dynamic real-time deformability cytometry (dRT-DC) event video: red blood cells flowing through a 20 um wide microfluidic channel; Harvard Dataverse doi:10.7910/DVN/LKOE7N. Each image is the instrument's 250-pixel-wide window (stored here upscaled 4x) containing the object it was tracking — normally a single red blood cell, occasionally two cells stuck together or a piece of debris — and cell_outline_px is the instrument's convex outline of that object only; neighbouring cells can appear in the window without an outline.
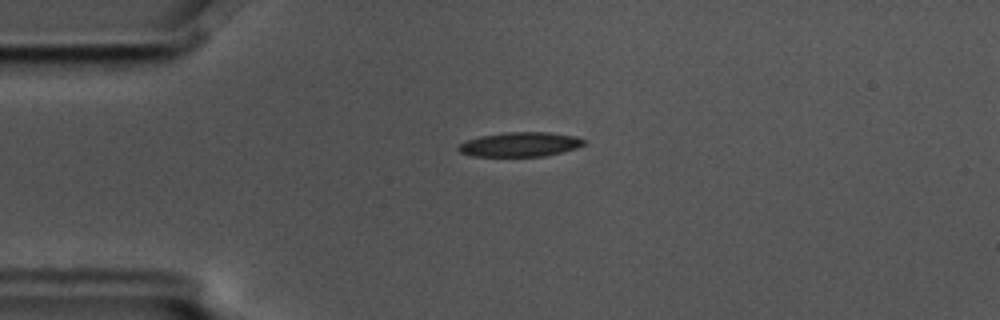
{"species": "common noctule bat (a hibernating species)", "species_latin": "Nyctalus noctula", "temperature_condition": "cold", "stored_images_in_passage": 48, "camera_frame_rate_fps": 3000, "um_per_image_px": 0.085, "animal": {"sex": "male", "body_mass_g": 17.5, "forearm_length_mm": 52.3}, "frame": {"image": 1, "passage_image": 5, "time_ms": 1.333, "image_size_px": [1000, 320], "cell_outline_px": [[584, 144], [576, 148], [544, 156], [472, 156], [460, 152], [456, 148], [460, 144], [468, 140], [480, 136], [504, 132], [548, 132], [576, 136], [584, 140]], "centroid_in_image_um": [44.19, 12.27], "position_along_channel_um": 40.8, "area_um2": 17.74}}
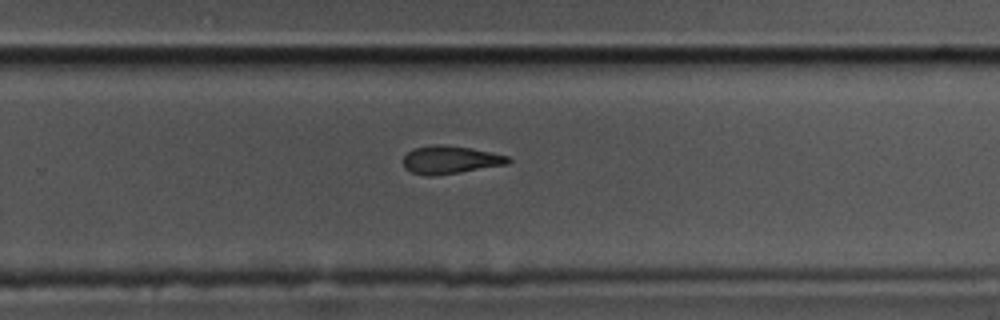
{"frame": {"image": 2, "passage_image": 28, "time_ms": 9.0, "image_size_px": [1000, 320], "cell_outline_px": [[512, 160], [508, 164], [460, 172], [432, 176], [428, 176], [412, 172], [404, 168], [404, 156], [408, 152], [416, 148], [436, 144], [444, 144], [472, 148], [508, 156]], "centroid_in_image_um": [38.29, 13.58], "position_along_channel_um": 291.5, "area_um2": 16.99}}
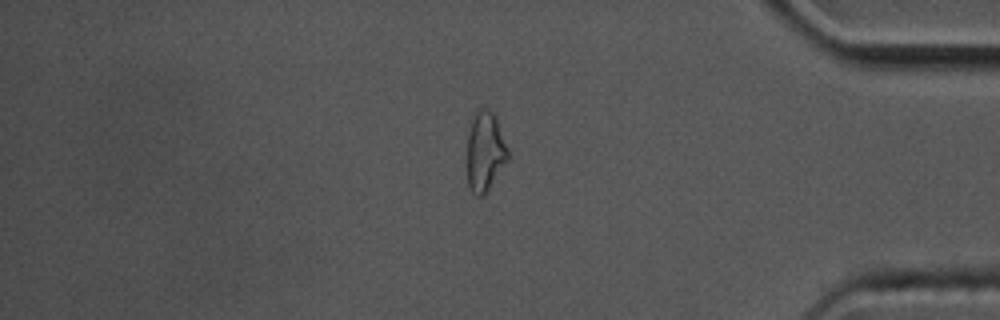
{"frame": {"image": 3, "passage_image": 39, "time_ms": 12.667, "image_size_px": [1000, 320], "cell_outline_px": [[508, 160], [484, 196], [476, 196], [468, 188], [468, 132], [476, 108], [488, 108], [496, 116], [508, 148]], "centroid_in_image_um": [41.24, 12.87], "position_along_channel_um": 394.0, "area_um2": 19.07}, "authors_computed_cell_mechanics": {"area_um2": 18.0047, "velocity_mm_per_s": 3.5746, "shape_relaxation_time_tau1_ms": 6.1633, "shape_relaxation_time_tau2_ms": 7.8643, "deformation_change_tau1": 0.142, "deformation_change_tau2": 0.1672}}